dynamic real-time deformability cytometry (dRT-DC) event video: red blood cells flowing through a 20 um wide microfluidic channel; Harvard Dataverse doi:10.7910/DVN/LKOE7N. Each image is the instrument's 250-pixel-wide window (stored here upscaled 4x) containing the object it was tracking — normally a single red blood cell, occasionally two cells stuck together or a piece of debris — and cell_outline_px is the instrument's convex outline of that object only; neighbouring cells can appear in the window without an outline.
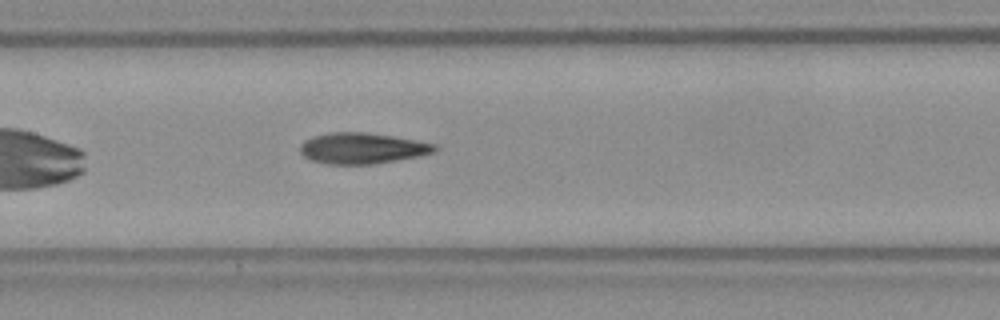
{"species": "Egyptian fruit bat (a non-hibernating species)", "species_latin": "Rousettus aegyptiacus", "temperature_condition": "room temperature", "stored_images_in_passage": 34, "camera_frame_rate_fps": 3000, "um_per_image_px": 0.085, "frame": {"image": 1, "passage_image": 10, "time_ms": 3.0, "image_size_px": [1000, 320], "cell_outline_px": [[440, 148], [432, 152], [416, 156], [372, 164], [328, 164], [312, 160], [304, 156], [300, 152], [300, 144], [304, 140], [328, 132], [368, 132], [392, 136], [436, 144]], "centroid_in_image_um": [30.75, 12.59], "position_along_channel_um": 176.6, "area_um2": 23.99}}